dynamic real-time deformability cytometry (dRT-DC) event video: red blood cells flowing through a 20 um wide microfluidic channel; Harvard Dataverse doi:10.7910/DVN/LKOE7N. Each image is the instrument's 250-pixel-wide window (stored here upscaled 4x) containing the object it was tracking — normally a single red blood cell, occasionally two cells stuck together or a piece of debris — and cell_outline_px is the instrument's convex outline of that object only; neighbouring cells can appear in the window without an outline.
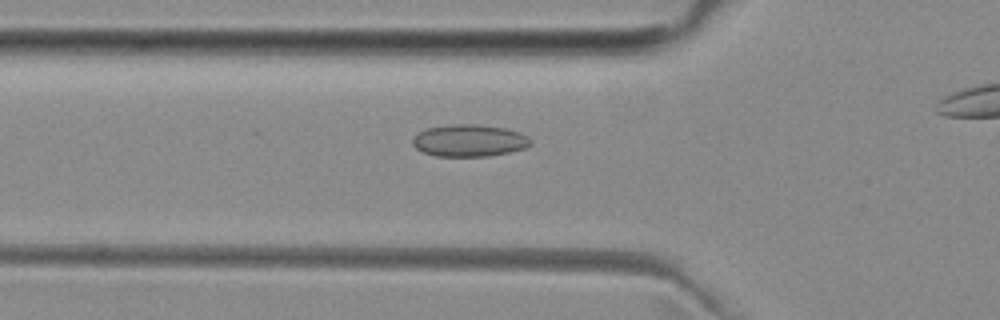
{"species": "common noctule bat (a hibernating species)", "species_latin": "Nyctalus noctula", "temperature_condition": "room temperature", "stored_images_in_passage": 39, "camera_frame_rate_fps": 3000, "um_per_image_px": 0.085, "animal": {"sex": "female", "body_mass_g": 29.2, "forearm_length_mm": 56.3}, "frame": {"image": 1, "passage_image": 13, "time_ms": 4.0, "image_size_px": [1000, 320], "cell_outline_px": [[532, 144], [524, 148], [508, 152], [488, 156], [436, 156], [424, 152], [416, 148], [412, 144], [412, 140], [420, 132], [428, 128], [452, 124], [476, 124], [504, 128], [520, 132], [528, 136], [532, 140]], "centroid_in_image_um": [39.92, 11.94], "position_along_channel_um": 85.9, "area_um2": 21.91}}
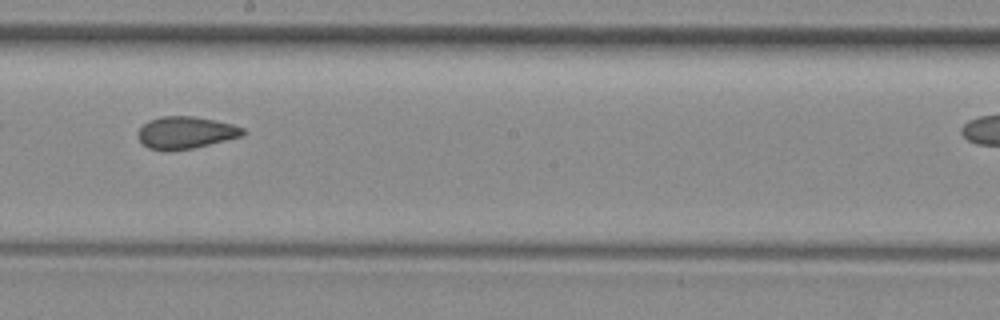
{"frame": {"image": 2, "passage_image": 24, "time_ms": 7.667, "image_size_px": [1000, 320], "cell_outline_px": [[244, 136], [192, 148], [168, 152], [164, 152], [148, 148], [136, 136], [136, 132], [148, 120], [164, 116], [192, 116], [216, 120], [232, 124], [244, 128]], "centroid_in_image_um": [15.75, 11.28], "position_along_channel_um": 232.4, "area_um2": 19.88}}
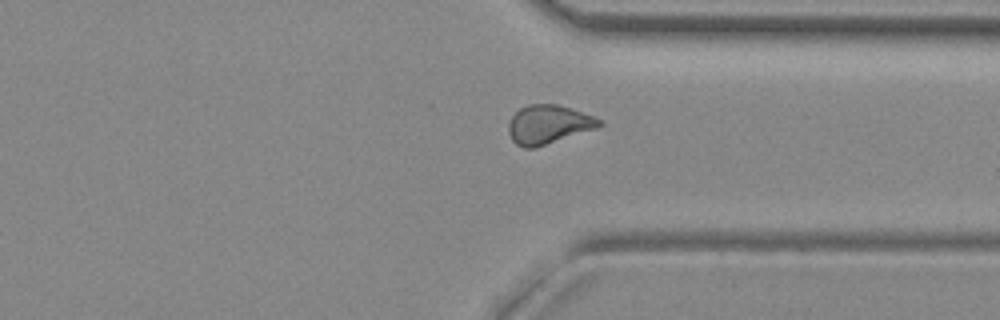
{"frame": {"image": 3, "passage_image": 34, "time_ms": 11.0, "image_size_px": [1000, 320], "cell_outline_px": [[604, 124], [596, 128], [536, 148], [524, 148], [516, 144], [512, 140], [508, 132], [508, 124], [512, 116], [520, 108], [528, 104], [556, 104], [592, 116], [600, 120]], "centroid_in_image_um": [46.57, 10.59], "position_along_channel_um": 364.8, "area_um2": 20.35}}